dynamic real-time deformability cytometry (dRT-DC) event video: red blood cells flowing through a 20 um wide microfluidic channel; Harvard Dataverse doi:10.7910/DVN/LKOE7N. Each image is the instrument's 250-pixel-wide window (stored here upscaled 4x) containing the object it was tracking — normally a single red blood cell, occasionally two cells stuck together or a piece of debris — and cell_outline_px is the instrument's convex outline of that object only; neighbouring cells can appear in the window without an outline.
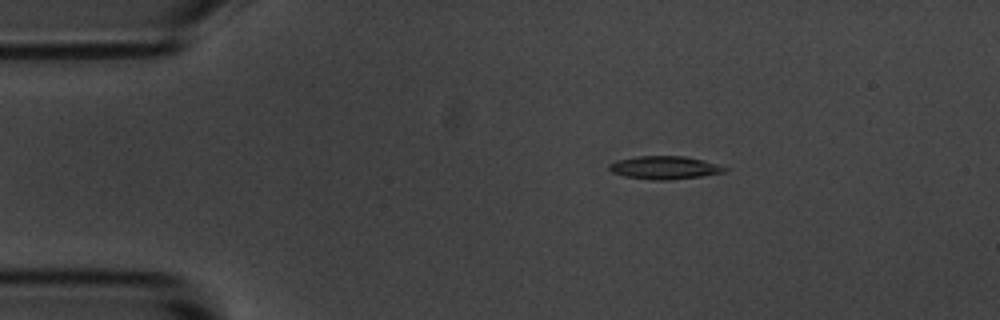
{"species": "common noctule bat (a hibernating species)", "species_latin": "Nyctalus noctula", "temperature_condition": "room temperature", "stored_images_in_passage": 46, "camera_frame_rate_fps": 3000, "um_per_image_px": 0.085, "animal": {"sex": "male", "body_mass_g": 20.1, "forearm_length_mm": 53.5}, "frame": {"image": 1, "passage_image": 1, "time_ms": 0.0, "image_size_px": [1000, 320], "cell_outline_px": [[728, 168], [724, 172], [700, 176], [668, 180], [652, 180], [624, 176], [612, 172], [608, 168], [608, 164], [616, 160], [636, 156], [684, 156], [704, 160]], "centroid_in_image_um": [56.44, 14.24], "position_along_channel_um": 28.6, "area_um2": 15.49}}
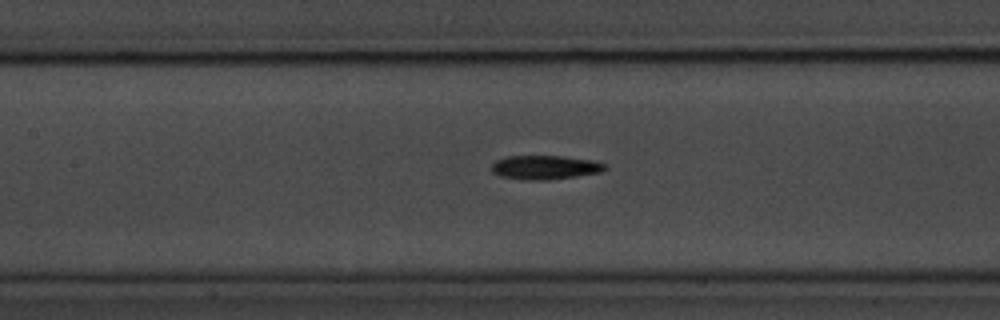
{"frame": {"image": 2, "passage_image": 16, "time_ms": 5.0, "image_size_px": [1000, 320], "cell_outline_px": [[608, 168], [600, 172], [576, 176], [548, 180], [524, 180], [500, 176], [492, 172], [492, 164], [496, 160], [508, 156], [560, 156], [592, 160], [604, 164]], "centroid_in_image_um": [46.3, 14.23], "position_along_channel_um": 161.1, "area_um2": 15.78}}
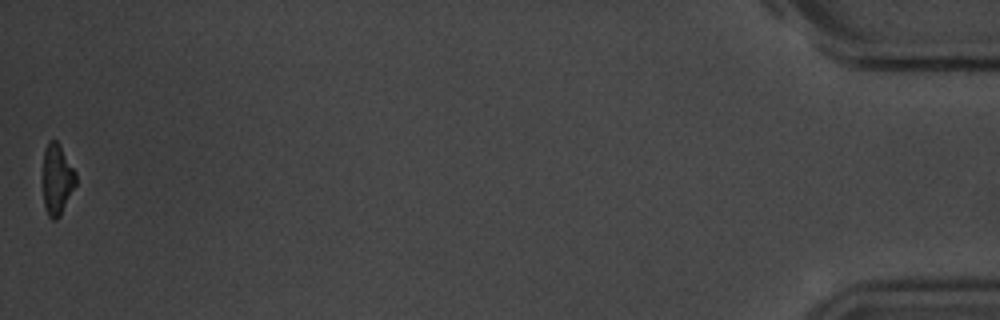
{"frame": {"image": 3, "passage_image": 46, "time_ms": 15.0, "image_size_px": [1000, 320], "cell_outline_px": [[76, 184], [60, 216], [56, 220], [52, 220], [48, 216], [44, 204], [44, 152], [48, 140], [56, 140], [76, 172]], "centroid_in_image_um": [4.86, 15.27], "position_along_channel_um": 430.3, "area_um2": 13.29}, "authors_computed_cell_mechanics": {"area_um2": 15.2592, "velocity_mm_per_s": 3.6701, "shape_relaxation_time_tau1_ms": 3.8652, "shape_relaxation_time_tau2_ms": null, "deformation_change_tau1": 0.1595, "deformation_change_tau2": null}}